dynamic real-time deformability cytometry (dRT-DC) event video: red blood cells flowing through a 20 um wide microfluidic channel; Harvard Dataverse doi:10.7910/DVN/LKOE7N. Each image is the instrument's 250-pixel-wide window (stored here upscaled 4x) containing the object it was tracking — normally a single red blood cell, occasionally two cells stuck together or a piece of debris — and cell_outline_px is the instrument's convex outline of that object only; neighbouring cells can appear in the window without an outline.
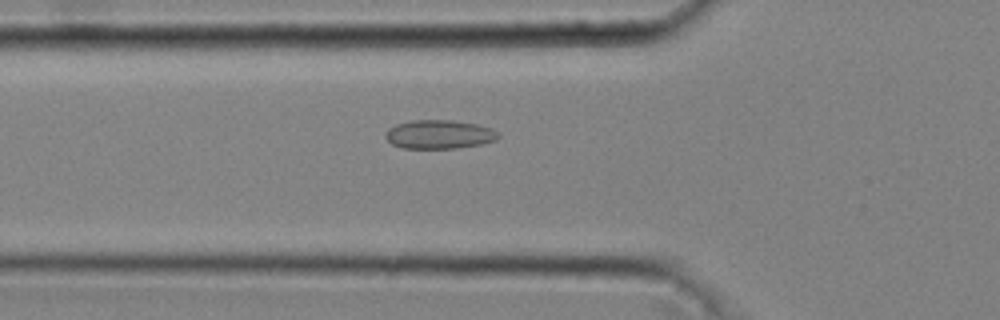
{"species": "common noctule bat (a hibernating species)", "species_latin": "Nyctalus noctula", "temperature_condition": "cold", "stored_images_in_passage": 36, "camera_frame_rate_fps": 3000, "um_per_image_px": 0.085, "animal": {"sex": "male", "body_mass_g": 20.4}, "frame": {"image": 1, "passage_image": 9, "time_ms": 2.667, "image_size_px": [1000, 320], "cell_outline_px": [[500, 136], [496, 140], [480, 144], [456, 148], [400, 148], [392, 144], [384, 136], [388, 128], [396, 124], [412, 120], [452, 120], [476, 124], [492, 128]], "centroid_in_image_um": [37.31, 11.42], "position_along_channel_um": 88.5, "area_um2": 18.9}}
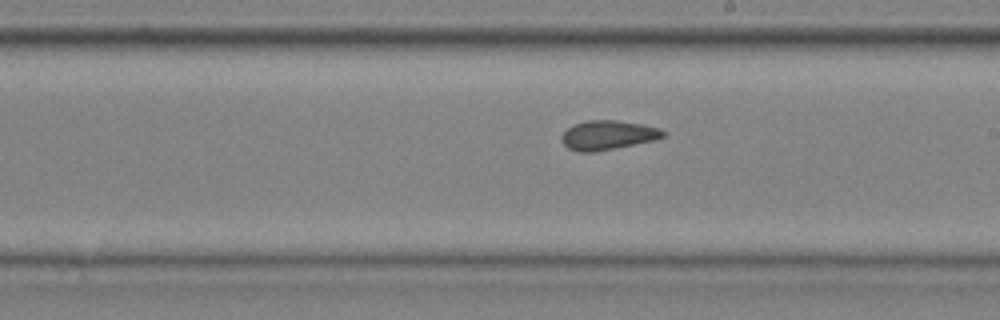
{"frame": {"image": 2, "passage_image": 20, "time_ms": 6.333, "image_size_px": [1000, 320], "cell_outline_px": [[664, 136], [656, 140], [596, 152], [580, 152], [568, 148], [560, 140], [560, 136], [568, 128], [584, 120], [616, 120], [644, 124], [660, 128], [664, 132]], "centroid_in_image_um": [51.67, 11.48], "position_along_channel_um": 237.3, "area_um2": 17.46}}
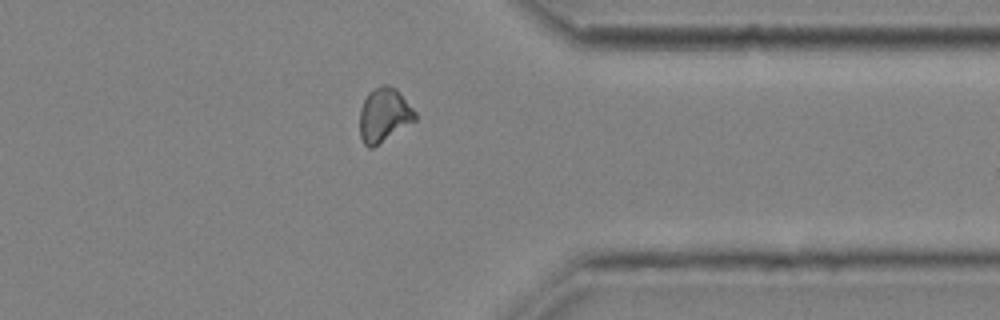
{"frame": {"image": 3, "passage_image": 31, "time_ms": 10.0, "image_size_px": [1000, 320], "cell_outline_px": [[416, 120], [372, 148], [368, 148], [364, 144], [360, 136], [360, 108], [368, 92], [380, 84], [384, 84], [396, 88], [416, 112]], "centroid_in_image_um": [32.63, 9.76], "position_along_channel_um": 378.8, "area_um2": 17.4}, "authors_computed_cell_mechanics": {"area_um2": 17.4556, "velocity_mm_per_s": 4.057, "shape_relaxation_time_tau1_ms": null, "shape_relaxation_time_tau2_ms": 2.2139, "deformation_change_tau1": null, "deformation_change_tau2": 0.0738}}